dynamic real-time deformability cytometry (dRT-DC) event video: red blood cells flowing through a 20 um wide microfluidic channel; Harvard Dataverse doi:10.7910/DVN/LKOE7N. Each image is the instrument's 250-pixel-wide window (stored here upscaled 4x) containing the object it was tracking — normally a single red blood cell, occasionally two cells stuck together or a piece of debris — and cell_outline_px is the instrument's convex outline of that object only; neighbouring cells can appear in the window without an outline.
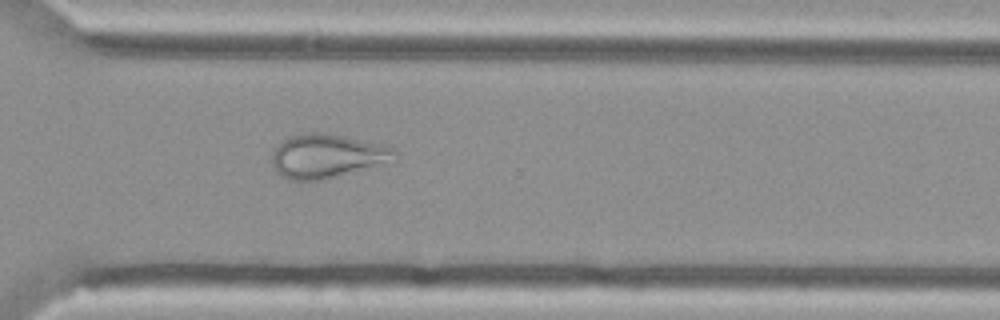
{"species": "Egyptian fruit bat (a non-hibernating species)", "species_latin": "Rousettus aegyptiacus", "temperature_condition": "cold", "stored_images_in_passage": 54, "camera_frame_rate_fps": 3000, "um_per_image_px": 0.085, "animal": {"sex": "female"}, "frame": {"image": 1, "passage_image": 39, "time_ms": 12.667, "image_size_px": [1000, 320], "cell_outline_px": [[400, 160], [392, 164], [324, 180], [292, 180], [280, 176], [276, 172], [272, 164], [272, 152], [280, 140], [292, 136], [308, 132], [320, 132], [344, 136], [380, 144], [392, 148], [396, 152]], "centroid_in_image_um": [27.87, 13.29], "position_along_channel_um": 342.7, "area_um2": 32.31}}
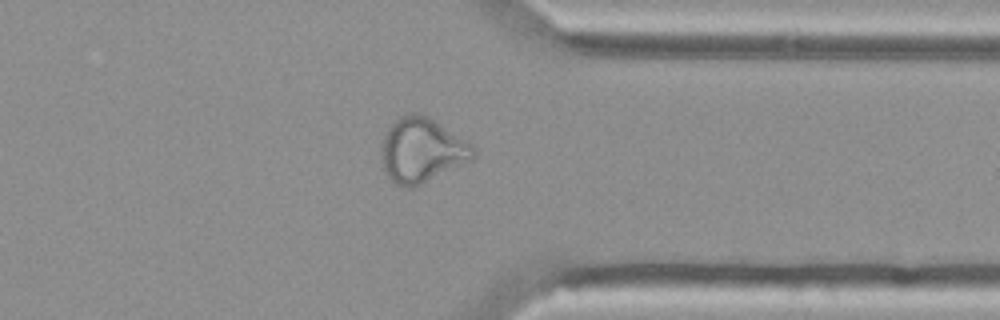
{"frame": {"image": 2, "passage_image": 42, "time_ms": 13.667, "image_size_px": [1000, 320], "cell_outline_px": [[476, 156], [472, 160], [412, 188], [400, 188], [388, 176], [384, 168], [380, 156], [380, 148], [384, 136], [388, 128], [400, 116], [408, 112], [420, 112], [428, 116], [468, 140], [472, 144], [476, 152]], "centroid_in_image_um": [35.86, 12.75], "position_along_channel_um": 375.5, "area_um2": 34.97}}